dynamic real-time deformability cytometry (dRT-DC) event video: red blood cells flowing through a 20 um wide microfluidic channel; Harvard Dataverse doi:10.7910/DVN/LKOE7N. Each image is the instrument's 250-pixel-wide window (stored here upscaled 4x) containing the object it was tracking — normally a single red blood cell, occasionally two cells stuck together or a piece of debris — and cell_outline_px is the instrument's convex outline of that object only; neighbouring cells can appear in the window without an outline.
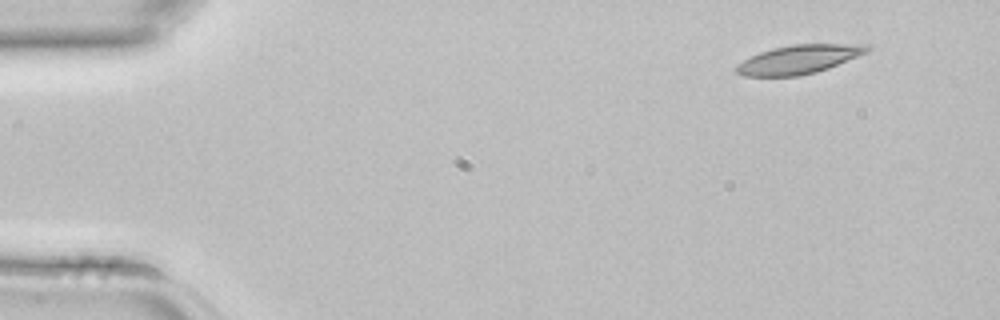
{"species": "common noctule bat (a hibernating species)", "species_latin": "Nyctalus noctula", "temperature_condition": "room temperature", "stored_images_in_passage": 3, "camera_frame_rate_fps": 3000, "um_per_image_px": 0.085, "animal": {"sex": "female", "body_mass_g": 22.7, "forearm_length_mm": 54.2}, "frame": {"image": 1, "passage_image": 1, "time_ms": 0.0, "image_size_px": [1000, 320], "cell_outline_px": [[872, 48], [868, 52], [828, 68], [816, 72], [800, 76], [744, 76], [736, 72], [736, 64], [760, 52], [772, 48], [792, 44], [872, 44]], "centroid_in_image_um": [67.93, 5.04], "position_along_channel_um": 17.1, "area_um2": 21.96}}
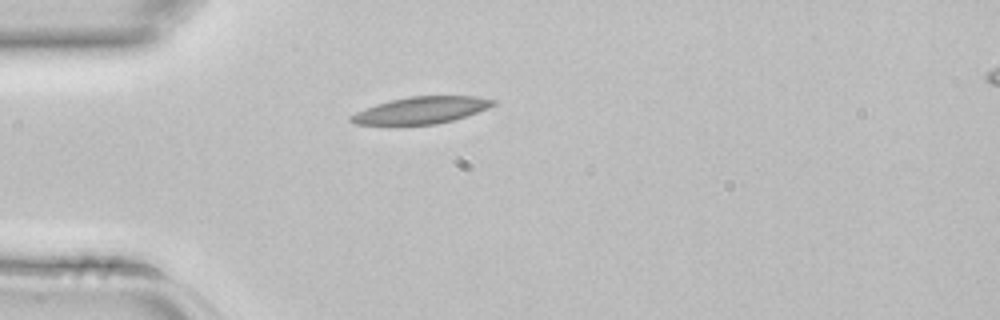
{"frame": {"image": 2, "passage_image": 3, "time_ms": 0.667, "image_size_px": [1000, 320], "cell_outline_px": [[496, 104], [488, 108], [452, 120], [436, 124], [356, 124], [348, 120], [348, 116], [364, 108], [376, 104], [408, 96], [476, 96], [496, 100]], "centroid_in_image_um": [35.78, 9.35], "position_along_channel_um": 49.2, "area_um2": 22.02}}